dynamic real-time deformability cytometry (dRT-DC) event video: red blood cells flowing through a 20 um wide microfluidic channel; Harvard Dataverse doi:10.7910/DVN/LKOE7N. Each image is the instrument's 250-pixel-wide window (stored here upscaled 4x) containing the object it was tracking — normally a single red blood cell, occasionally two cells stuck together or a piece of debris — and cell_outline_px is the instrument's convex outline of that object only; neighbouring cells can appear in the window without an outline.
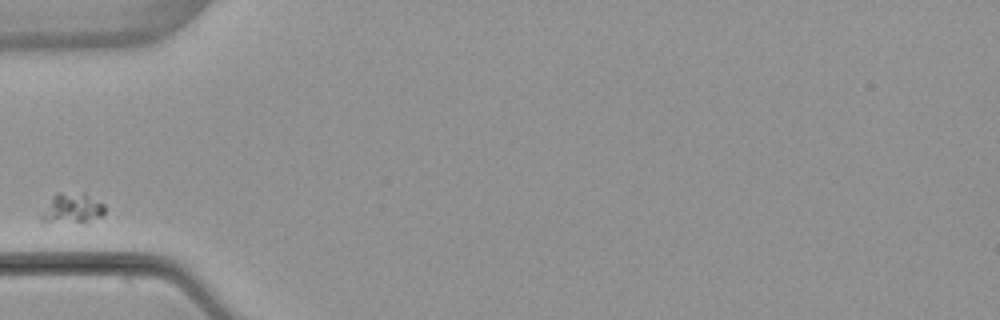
{"species": "common noctule bat (a hibernating species)", "species_latin": "Nyctalus noctula", "temperature_condition": "warm", "stored_images_in_passage": 1, "camera_frame_rate_fps": 3000, "um_per_image_px": 0.085, "animal": {"sex": "female", "body_mass_g": 22.7, "forearm_length_mm": 54.2}, "frame": {"image": 1, "passage_image": 1, "time_ms": 0.0, "image_size_px": [1000, 320], "cell_outline_px": [[104, 212], [100, 216], [84, 220], [40, 220], [40, 216], [52, 196], [56, 192], [84, 192], [104, 204]], "centroid_in_image_um": [6.14, 17.61], "position_along_channel_um": 78.9, "area_um2": 10.4}}